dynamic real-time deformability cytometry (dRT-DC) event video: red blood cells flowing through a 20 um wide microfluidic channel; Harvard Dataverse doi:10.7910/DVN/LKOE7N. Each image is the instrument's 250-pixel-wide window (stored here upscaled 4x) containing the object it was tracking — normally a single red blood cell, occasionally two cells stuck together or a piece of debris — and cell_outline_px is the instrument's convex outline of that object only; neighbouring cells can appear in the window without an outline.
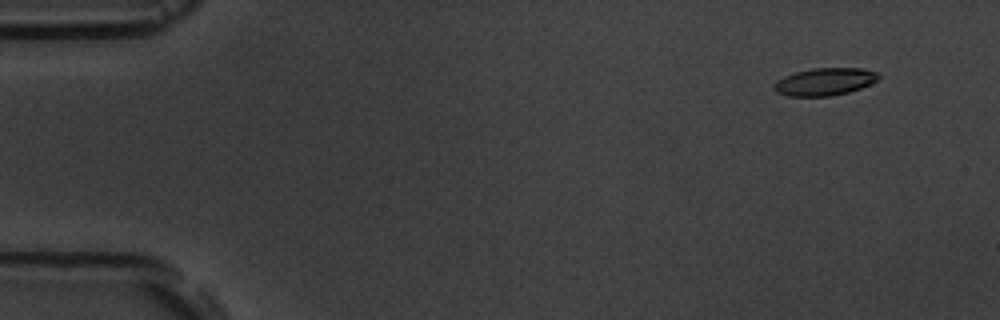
{"species": "common noctule bat (a hibernating species)", "species_latin": "Nyctalus noctula", "temperature_condition": "room temperature", "stored_images_in_passage": 17, "camera_frame_rate_fps": 3000, "um_per_image_px": 0.085, "animal": {"sex": "male", "body_mass_g": 19.5, "forearm_length_mm": 54.6}, "frame": {"image": 1, "passage_image": 2, "time_ms": 1.333, "image_size_px": [1000, 320], "cell_outline_px": [[880, 76], [876, 80], [860, 88], [848, 92], [832, 96], [788, 96], [776, 92], [772, 88], [772, 84], [776, 80], [784, 76], [796, 72], [812, 68], [864, 68], [876, 72]], "centroid_in_image_um": [70.04, 6.94], "position_along_channel_um": 15.0, "area_um2": 16.76}}
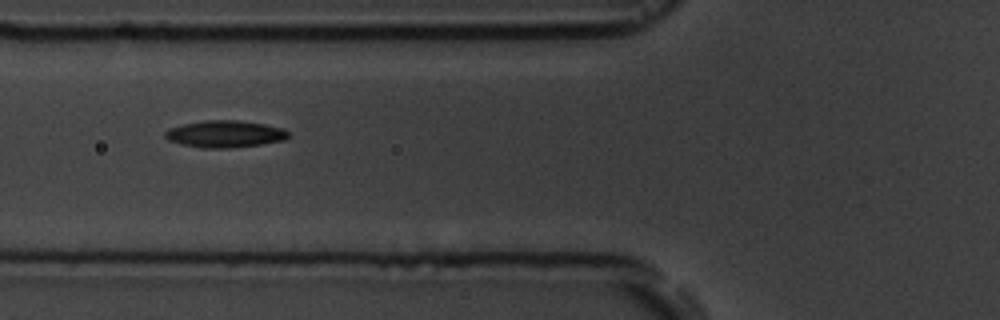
{"frame": {"image": 2, "passage_image": 7, "time_ms": 7.0, "image_size_px": [1000, 320], "cell_outline_px": [[288, 136], [284, 140], [260, 144], [228, 148], [204, 148], [180, 144], [168, 140], [164, 136], [164, 132], [168, 128], [184, 124], [204, 120], [236, 120], [264, 124], [284, 128], [288, 132]], "centroid_in_image_um": [19.09, 11.38], "position_along_channel_um": 106.7, "area_um2": 19.31}}
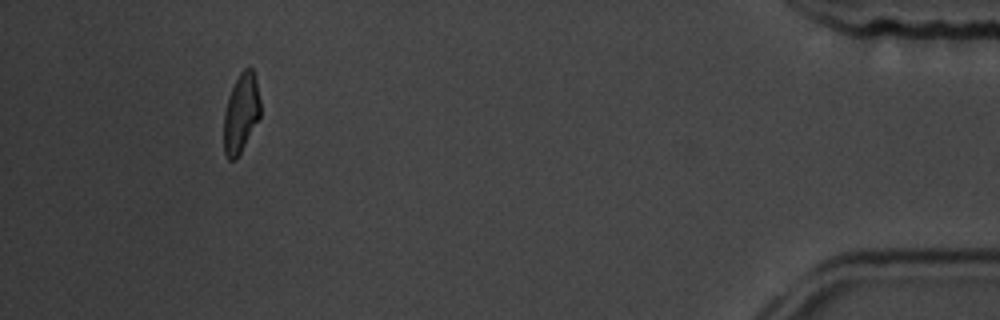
{"frame": {"image": 3, "passage_image": 16, "time_ms": 17.333, "image_size_px": [1000, 320], "cell_outline_px": [[260, 116], [236, 160], [228, 160], [224, 152], [224, 112], [228, 96], [240, 72], [244, 68], [252, 68], [256, 80], [260, 100]], "centroid_in_image_um": [20.47, 9.62], "position_along_channel_um": 414.7, "area_um2": 16.7}}